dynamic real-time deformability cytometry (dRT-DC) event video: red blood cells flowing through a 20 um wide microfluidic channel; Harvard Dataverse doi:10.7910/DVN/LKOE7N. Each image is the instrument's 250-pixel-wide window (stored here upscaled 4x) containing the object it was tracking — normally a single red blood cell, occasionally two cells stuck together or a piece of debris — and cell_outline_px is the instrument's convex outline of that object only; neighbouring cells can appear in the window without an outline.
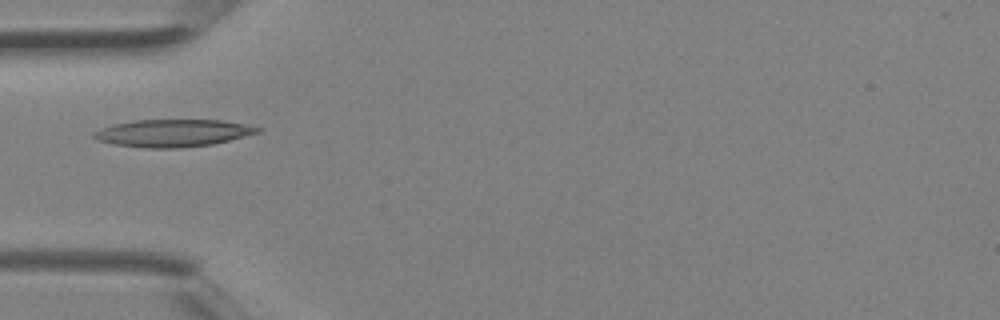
{"species": "Egyptian fruit bat (a non-hibernating species)", "species_latin": "Rousettus aegyptiacus", "temperature_condition": "room temperature", "stored_images_in_passage": 1, "camera_frame_rate_fps": 3000, "um_per_image_px": 0.085, "animal": {"sex": "female"}, "frame": {"image": 1, "passage_image": 1, "time_ms": 0.0, "image_size_px": [1000, 320], "cell_outline_px": [[264, 128], [260, 132], [212, 144], [180, 148], [144, 148], [112, 144], [96, 140], [92, 136], [92, 132], [100, 128], [112, 124], [132, 120], [224, 120]], "centroid_in_image_um": [14.64, 11.31], "position_along_channel_um": 70.4, "area_um2": 26.36}}